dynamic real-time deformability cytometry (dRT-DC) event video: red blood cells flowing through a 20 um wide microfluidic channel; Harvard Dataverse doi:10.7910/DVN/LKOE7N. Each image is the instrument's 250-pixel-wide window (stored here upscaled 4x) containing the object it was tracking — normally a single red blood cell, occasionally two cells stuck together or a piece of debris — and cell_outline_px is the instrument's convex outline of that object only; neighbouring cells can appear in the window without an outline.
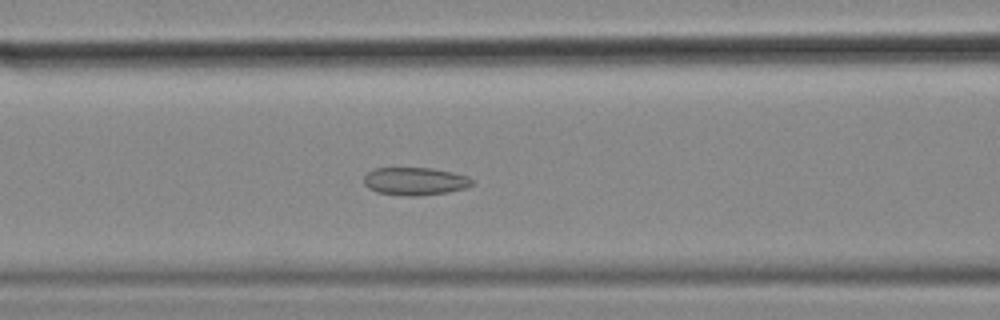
{"species": "common noctule bat (a hibernating species)", "species_latin": "Nyctalus noctula", "temperature_condition": "cold", "stored_images_in_passage": 42, "camera_frame_rate_fps": 3000, "um_per_image_px": 0.085, "animal": {"sex": "female", "body_mass_g": 18.4}, "frame": {"image": 1, "passage_image": 9, "time_ms": 2.667, "image_size_px": [1000, 320], "cell_outline_px": [[472, 184], [464, 188], [448, 192], [416, 196], [404, 196], [376, 192], [368, 188], [364, 184], [364, 176], [372, 168], [432, 168], [452, 172], [468, 176], [472, 180]], "centroid_in_image_um": [35.23, 15.4], "position_along_channel_um": 131.4, "area_um2": 17.57}}
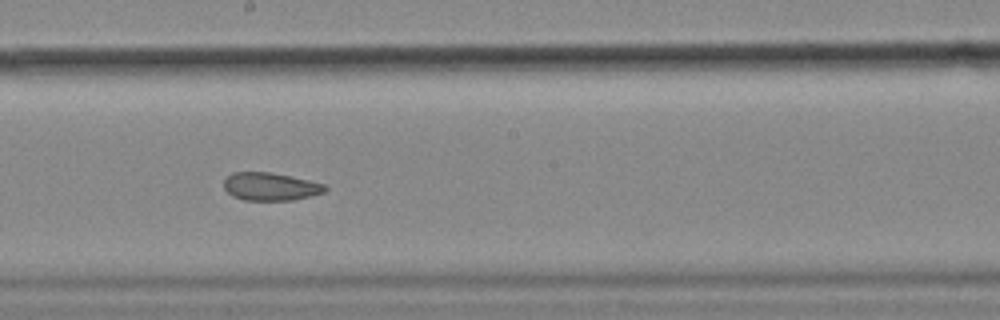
{"frame": {"image": 2, "passage_image": 17, "time_ms": 5.333, "image_size_px": [1000, 320], "cell_outline_px": [[328, 188], [324, 192], [312, 196], [292, 200], [244, 200], [232, 196], [224, 188], [224, 180], [232, 172], [268, 172], [308, 180], [324, 184]], "centroid_in_image_um": [22.98, 15.86], "position_along_channel_um": 225.2, "area_um2": 16.36}}
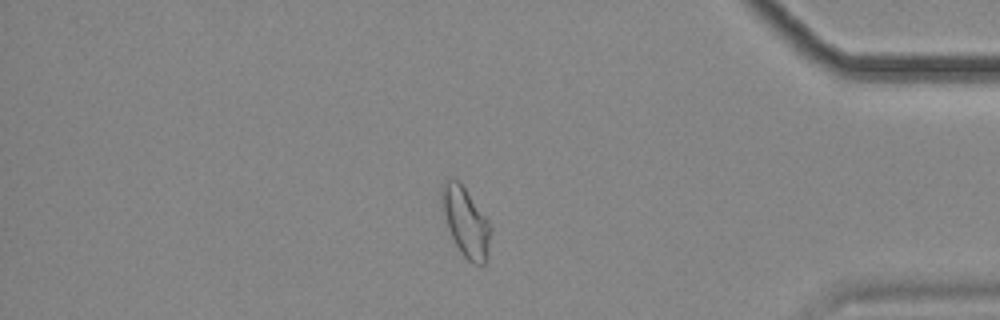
{"frame": {"image": 3, "passage_image": 34, "time_ms": 11.0, "image_size_px": [1000, 320], "cell_outline_px": [[492, 228], [488, 256], [484, 264], [472, 264], [460, 252], [448, 228], [444, 212], [440, 192], [444, 184], [452, 176], [464, 188], [484, 216]], "centroid_in_image_um": [39.61, 18.92], "position_along_channel_um": 395.6, "area_um2": 19.13}, "authors_computed_cell_mechanics": {"area_um2": 17.918, "velocity_mm_per_s": 3.5304, "shape_relaxation_time_tau1_ms": null, "shape_relaxation_time_tau2_ms": 1.853, "deformation_change_tau1": null, "deformation_change_tau2": 0.0814}}